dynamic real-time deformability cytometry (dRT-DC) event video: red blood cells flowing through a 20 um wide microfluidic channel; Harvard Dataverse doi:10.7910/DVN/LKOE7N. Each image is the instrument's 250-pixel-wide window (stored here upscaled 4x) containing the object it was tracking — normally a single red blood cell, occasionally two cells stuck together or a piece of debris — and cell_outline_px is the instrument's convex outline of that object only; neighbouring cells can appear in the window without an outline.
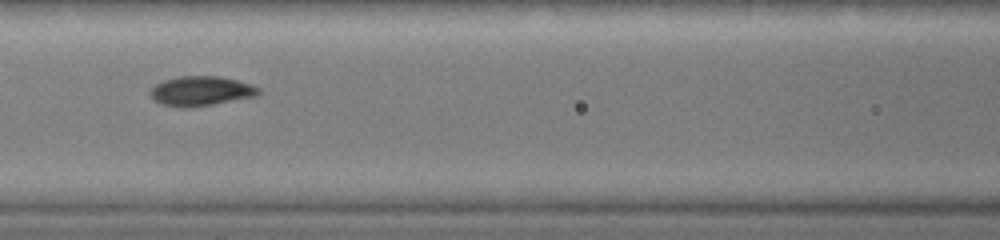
{"species": "common noctule bat (a hibernating species)", "species_latin": "Nyctalus noctula", "temperature_condition": "warm", "stored_images_in_passage": 6, "camera_frame_rate_fps": 3000, "um_per_image_px": 0.085, "animal": {"sex": "female", "body_mass_g": 19.0, "forearm_length_mm": 51.5}, "frame": {"image": 1, "passage_image": 5, "time_ms": 2.0, "image_size_px": [1000, 240], "cell_outline_px": [[260, 92], [256, 96], [192, 108], [180, 108], [160, 104], [152, 96], [152, 88], [156, 84], [164, 80], [180, 76], [220, 76], [252, 84], [260, 88]], "centroid_in_image_um": [17.11, 7.74], "position_along_channel_um": 149.5, "area_um2": 18.67}}